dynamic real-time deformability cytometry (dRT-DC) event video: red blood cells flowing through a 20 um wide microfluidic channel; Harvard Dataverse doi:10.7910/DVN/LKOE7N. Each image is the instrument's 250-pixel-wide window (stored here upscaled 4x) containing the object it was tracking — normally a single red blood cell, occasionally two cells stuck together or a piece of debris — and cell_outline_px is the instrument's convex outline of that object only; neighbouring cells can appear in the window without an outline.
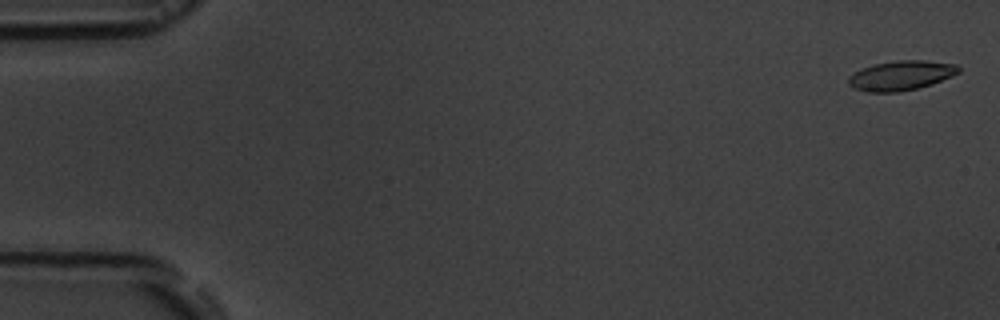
{"species": "common noctule bat (a hibernating species)", "species_latin": "Nyctalus noctula", "temperature_condition": "room temperature", "stored_images_in_passage": 16, "camera_frame_rate_fps": 3000, "um_per_image_px": 0.085, "animal": {"sex": "male", "body_mass_g": 19.5, "forearm_length_mm": 54.6}, "frame": {"image": 1, "passage_image": 1, "time_ms": 0.0, "image_size_px": [1000, 320], "cell_outline_px": [[960, 72], [952, 76], [932, 84], [900, 92], [868, 92], [852, 88], [848, 84], [848, 76], [864, 68], [876, 64], [896, 60], [924, 60], [956, 64], [960, 68]], "centroid_in_image_um": [76.6, 6.42], "position_along_channel_um": 8.4, "area_um2": 18.96}}
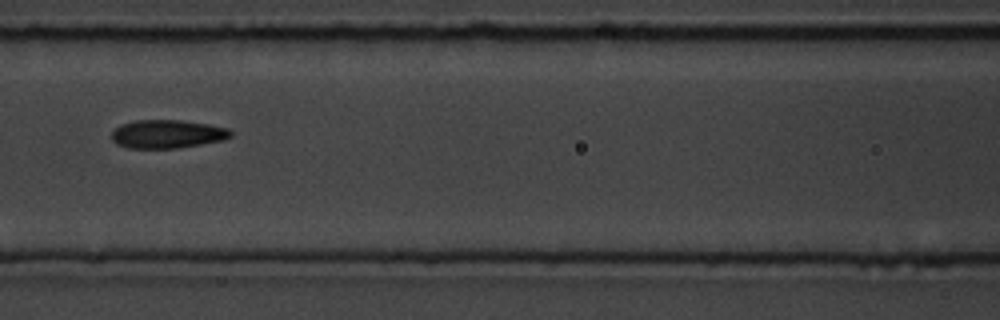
{"frame": {"image": 2, "passage_image": 7, "time_ms": 8.0, "image_size_px": [1000, 320], "cell_outline_px": [[232, 136], [224, 140], [176, 148], [128, 148], [116, 144], [112, 140], [112, 132], [120, 124], [136, 120], [180, 120], [208, 124], [228, 128], [232, 132]], "centroid_in_image_um": [14.21, 11.39], "position_along_channel_um": 152.4, "area_um2": 19.71}}
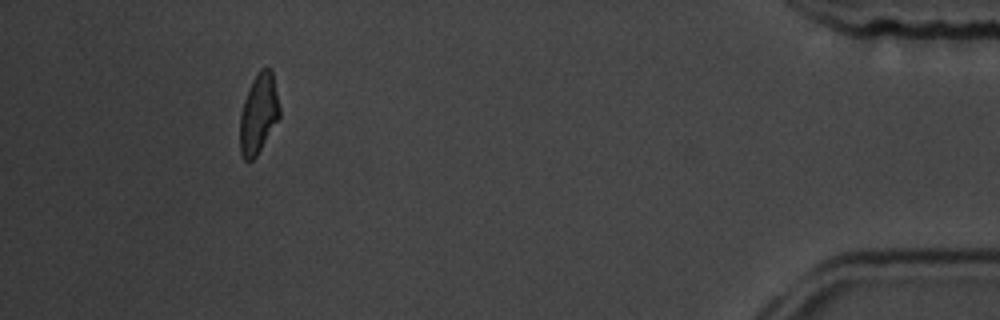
{"frame": {"image": 3, "passage_image": 15, "time_ms": 17.0, "image_size_px": [1000, 320], "cell_outline_px": [[280, 116], [256, 156], [252, 160], [244, 160], [240, 152], [240, 112], [248, 88], [252, 80], [260, 68], [272, 68], [280, 108]], "centroid_in_image_um": [21.97, 9.63], "position_along_channel_um": 413.2, "area_um2": 18.44}, "authors_computed_cell_mechanics": {"area_um2": 19.3919, "velocity_mm_per_s": 3.6087, "shape_relaxation_time_tau1_ms": 7.5331, "shape_relaxation_time_tau2_ms": 2.2185, "deformation_change_tau1": 0.1691, "deformation_change_tau2": 0.0665}}